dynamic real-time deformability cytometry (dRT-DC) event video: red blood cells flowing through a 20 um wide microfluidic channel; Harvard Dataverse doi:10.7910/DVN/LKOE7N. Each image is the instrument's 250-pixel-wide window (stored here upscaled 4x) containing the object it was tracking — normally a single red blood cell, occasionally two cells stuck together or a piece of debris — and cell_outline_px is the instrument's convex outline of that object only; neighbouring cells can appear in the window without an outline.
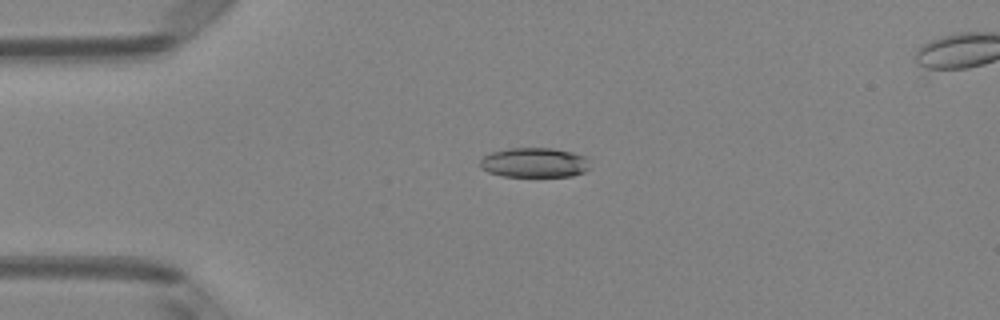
{"species": "Egyptian fruit bat (a non-hibernating species)", "species_latin": "Rousettus aegyptiacus", "temperature_condition": "room temperature", "stored_images_in_passage": 47, "camera_frame_rate_fps": 3000, "um_per_image_px": 0.085, "animal": {"sex": "female"}, "frame": {"image": 1, "passage_image": 9, "time_ms": 2.667, "image_size_px": [1000, 320], "cell_outline_px": [[592, 168], [584, 172], [572, 176], [504, 176], [488, 172], [480, 168], [480, 160], [484, 156], [492, 152], [508, 148], [552, 148], [572, 152], [584, 156], [588, 160]], "centroid_in_image_um": [45.44, 13.82], "position_along_channel_um": 39.6, "area_um2": 19.13}}
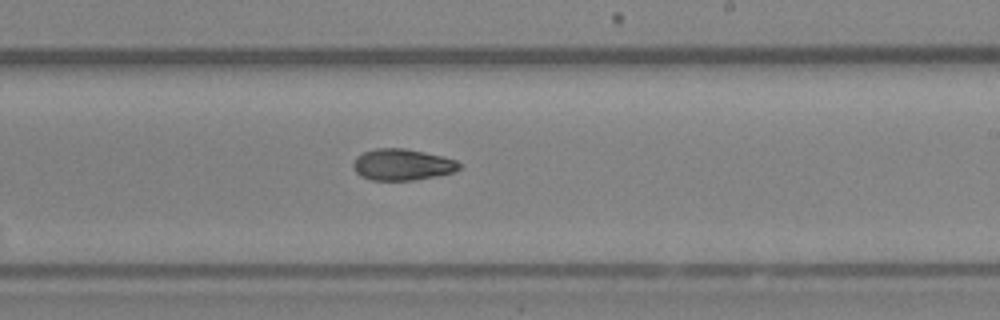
{"frame": {"image": 2, "passage_image": 27, "time_ms": 8.667, "image_size_px": [1000, 320], "cell_outline_px": [[460, 168], [452, 172], [412, 180], [372, 180], [360, 176], [356, 172], [352, 164], [356, 156], [364, 152], [376, 148], [404, 148], [424, 152], [456, 160], [460, 164]], "centroid_in_image_um": [34.13, 13.98], "position_along_channel_um": 254.9, "area_um2": 19.13}}
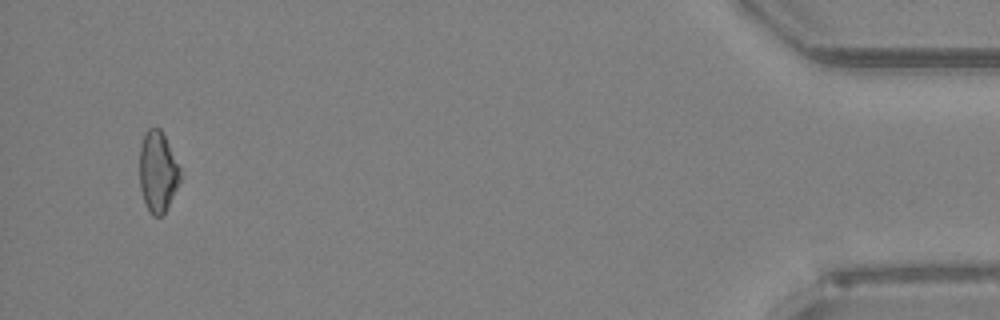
{"frame": {"image": 3, "passage_image": 45, "time_ms": 14.667, "image_size_px": [1000, 320], "cell_outline_px": [[180, 180], [164, 212], [160, 216], [152, 216], [144, 200], [140, 188], [140, 148], [144, 136], [148, 128], [160, 128], [180, 168]], "centroid_in_image_um": [13.4, 14.59], "position_along_channel_um": 421.8, "area_um2": 18.55}, "authors_computed_cell_mechanics": {"area_um2": 19.5942, "velocity_mm_per_s": 4.0802, "shape_relaxation_time_tau1_ms": 4.2938, "shape_relaxation_time_tau2_ms": 5.1232, "deformation_change_tau1": 0.1519, "deformation_change_tau2": 0.1143}}